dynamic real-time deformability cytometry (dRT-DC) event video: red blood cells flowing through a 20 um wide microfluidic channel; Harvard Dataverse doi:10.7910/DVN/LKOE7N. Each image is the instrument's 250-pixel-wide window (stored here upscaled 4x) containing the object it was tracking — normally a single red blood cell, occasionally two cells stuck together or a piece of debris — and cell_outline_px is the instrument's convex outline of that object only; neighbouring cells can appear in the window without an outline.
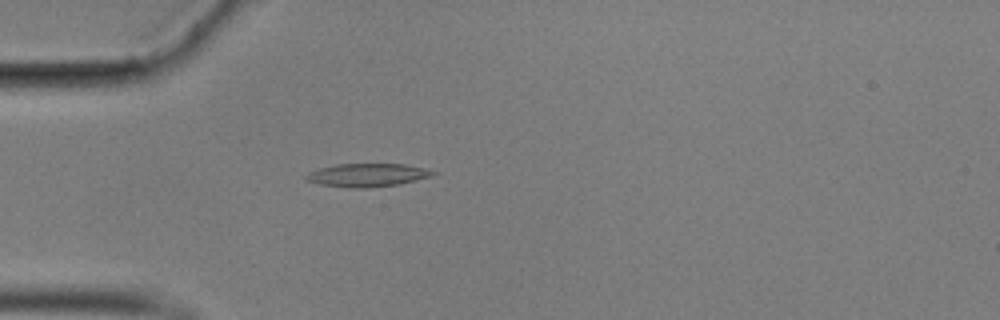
{"species": "common noctule bat (a hibernating species)", "species_latin": "Nyctalus noctula", "temperature_condition": "cold", "stored_images_in_passage": 41, "camera_frame_rate_fps": 3000, "um_per_image_px": 0.085, "animal": {"sex": "male", "body_mass_g": 17.9}, "frame": {"image": 1, "passage_image": 1, "time_ms": 0.0, "image_size_px": [1000, 320], "cell_outline_px": [[440, 172], [432, 176], [400, 184], [368, 188], [348, 188], [320, 184], [304, 180], [304, 176], [308, 172], [320, 168], [336, 164], [404, 164], [424, 168]], "centroid_in_image_um": [31.22, 14.89], "position_along_channel_um": 53.8, "area_um2": 17.34}}
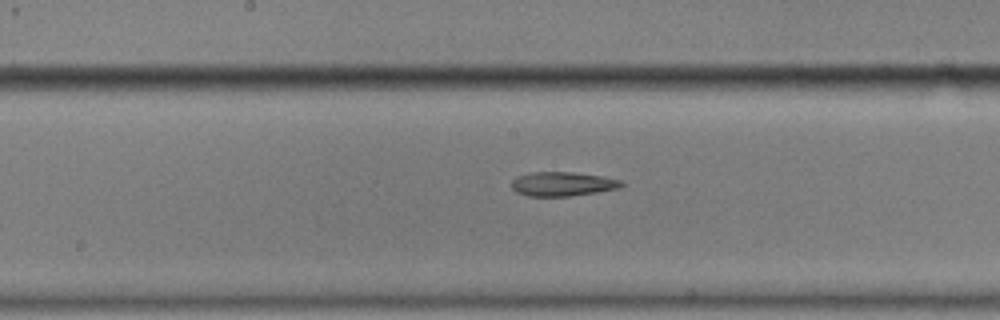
{"frame": {"image": 2, "passage_image": 14, "time_ms": 4.333, "image_size_px": [1000, 320], "cell_outline_px": [[624, 184], [616, 188], [596, 192], [568, 196], [528, 196], [516, 192], [512, 188], [512, 180], [516, 176], [532, 172], [572, 172], [600, 176], [620, 180]], "centroid_in_image_um": [47.75, 15.63], "position_along_channel_um": 200.5, "area_um2": 15.26}}
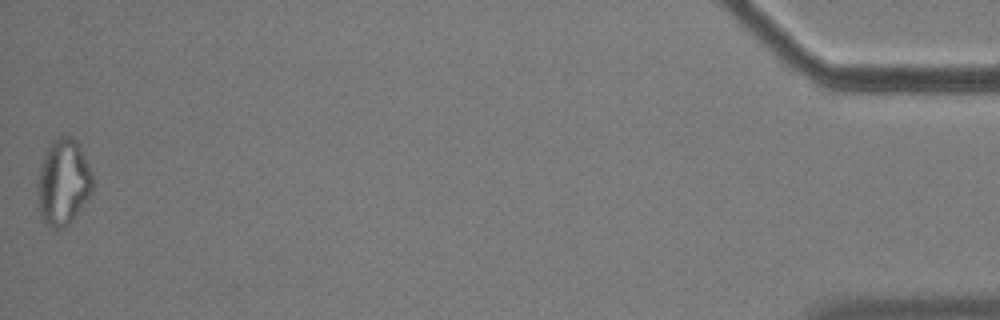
{"frame": {"image": 3, "passage_image": 41, "time_ms": 13.333, "image_size_px": [1000, 320], "cell_outline_px": [[92, 192], [72, 220], [64, 228], [52, 228], [44, 224], [40, 212], [40, 168], [44, 152], [52, 140], [60, 136], [72, 136], [76, 140], [92, 172]], "centroid_in_image_um": [5.4, 15.47], "position_along_channel_um": 429.8, "area_um2": 26.99}, "authors_computed_cell_mechanics": {"area_um2": 16.4152, "velocity_mm_per_s": 3.5624, "shape_relaxation_time_tau1_ms": null, "shape_relaxation_time_tau2_ms": 3.303, "deformation_change_tau1": null, "deformation_change_tau2": 0.1382}}